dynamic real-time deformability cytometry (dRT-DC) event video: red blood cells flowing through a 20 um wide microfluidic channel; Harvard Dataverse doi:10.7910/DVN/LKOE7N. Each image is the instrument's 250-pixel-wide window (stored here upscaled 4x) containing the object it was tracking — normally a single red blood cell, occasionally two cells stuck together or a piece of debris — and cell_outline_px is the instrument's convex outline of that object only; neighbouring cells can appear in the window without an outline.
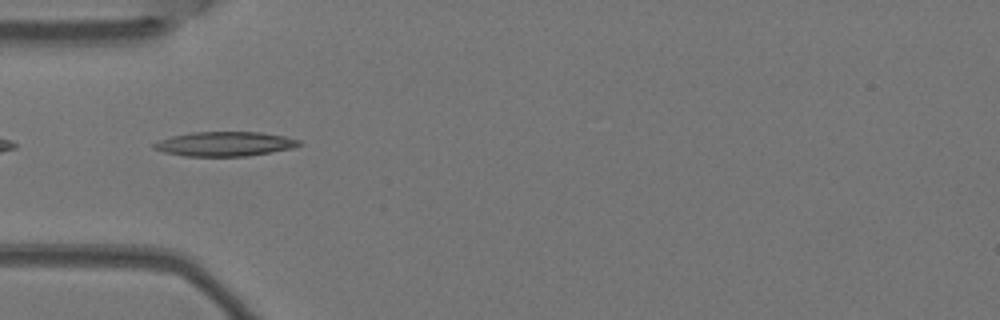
{"species": "Egyptian fruit bat (a non-hibernating species)", "species_latin": "Rousettus aegyptiacus", "temperature_condition": "warm", "stored_images_in_passage": 7, "camera_frame_rate_fps": 3000, "um_per_image_px": 0.085, "animal": {"sex": "female"}, "frame": {"image": 1, "passage_image": 2, "time_ms": 0.333, "image_size_px": [1000, 320], "cell_outline_px": [[300, 144], [296, 148], [248, 156], [184, 156], [164, 152], [152, 148], [152, 144], [160, 140], [172, 136], [192, 132], [260, 132], [284, 136], [300, 140]], "centroid_in_image_um": [19.12, 12.24], "position_along_channel_um": 65.9, "area_um2": 20.75}}
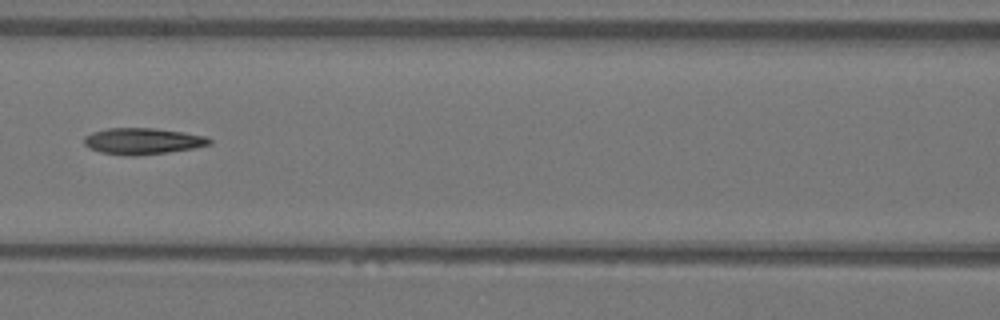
{"frame": {"image": 2, "passage_image": 4, "time_ms": 1.0, "image_size_px": [1000, 320], "cell_outline_px": [[212, 144], [192, 148], [168, 152], [136, 156], [132, 156], [100, 152], [88, 148], [84, 144], [84, 136], [92, 132], [108, 128], [156, 128], [184, 132], [204, 136], [212, 140]], "centroid_in_image_um": [12.1, 11.99], "position_along_channel_um": 154.5, "area_um2": 19.25}}
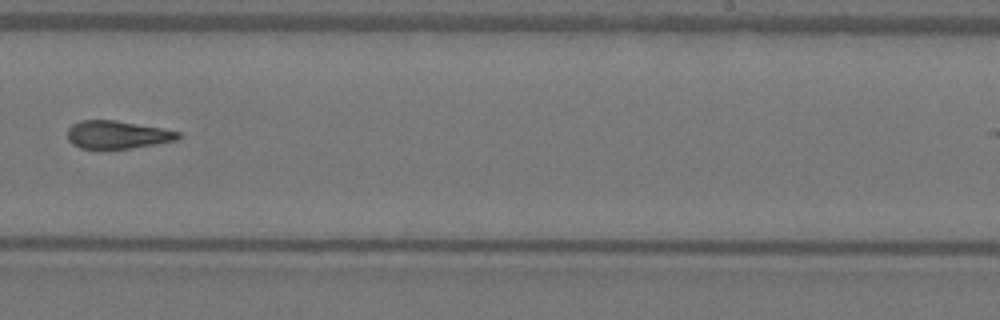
{"frame": {"image": 3, "passage_image": 7, "time_ms": 2.0, "image_size_px": [1000, 320], "cell_outline_px": [[180, 136], [176, 140], [156, 144], [128, 148], [80, 148], [72, 144], [68, 140], [68, 128], [72, 124], [80, 120], [116, 120], [160, 128], [180, 132]], "centroid_in_image_um": [9.94, 11.44], "position_along_channel_um": 279.1, "area_um2": 17.8}}